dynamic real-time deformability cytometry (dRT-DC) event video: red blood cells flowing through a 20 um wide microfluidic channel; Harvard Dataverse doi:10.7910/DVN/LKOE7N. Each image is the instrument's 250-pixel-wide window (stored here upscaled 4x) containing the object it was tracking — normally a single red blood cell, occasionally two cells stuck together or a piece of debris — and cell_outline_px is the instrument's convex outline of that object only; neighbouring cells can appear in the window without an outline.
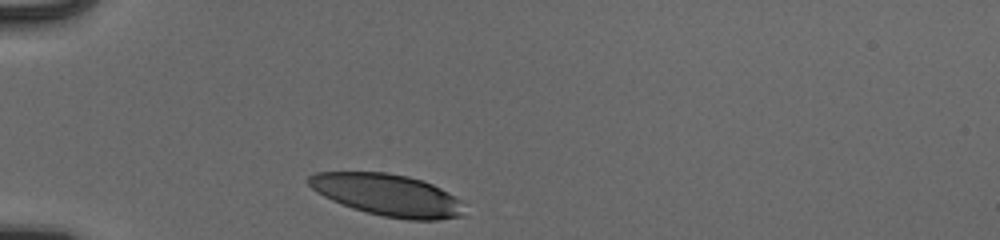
{"species": "human", "species_latin": "Homo sapiens", "temperature_condition": "cold", "stored_images_in_passage": 30, "camera_frame_rate_fps": 3000, "um_per_image_px": 0.085, "donor": {"sex": "male"}, "frame": {"image": 1, "passage_image": 1, "time_ms": 0.0, "image_size_px": [1000, 240], "cell_outline_px": [[464, 216], [436, 220], [408, 220], [384, 216], [352, 208], [332, 200], [316, 192], [308, 184], [308, 176], [316, 172], [384, 172], [408, 176], [432, 184], [440, 188], [460, 200]], "centroid_in_image_um": [32.92, 16.57], "position_along_channel_um": 52.1, "area_um2": 37.69}}
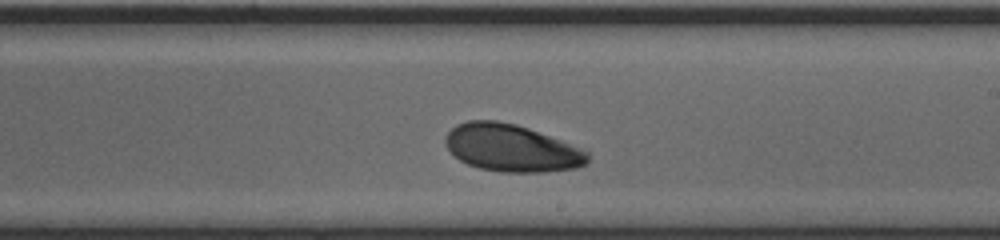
{"frame": {"image": 2, "passage_image": 18, "time_ms": 5.667, "image_size_px": [1000, 240], "cell_outline_px": [[588, 160], [584, 164], [576, 168], [544, 172], [500, 172], [480, 168], [468, 164], [460, 160], [444, 144], [444, 136], [456, 124], [468, 120], [496, 120], [516, 124], [528, 128], [560, 140], [588, 152]], "centroid_in_image_um": [43.43, 12.58], "position_along_channel_um": 245.6, "area_um2": 38.96}}
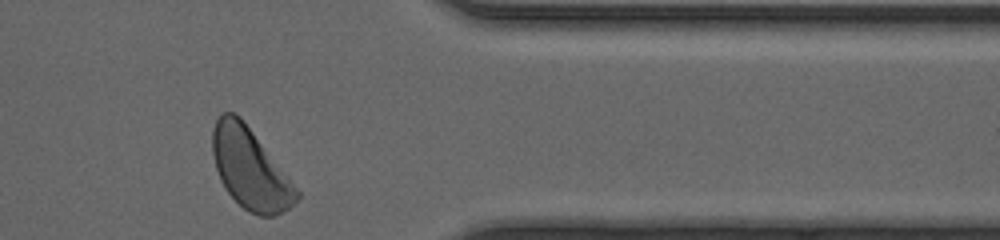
{"frame": {"image": 3, "passage_image": 30, "time_ms": 9.667, "image_size_px": [1000, 240], "cell_outline_px": [[300, 196], [288, 208], [272, 216], [260, 216], [248, 212], [228, 192], [220, 180], [216, 168], [212, 152], [212, 128], [220, 112], [232, 112], [240, 116], [288, 176], [300, 192]], "centroid_in_image_um": [21.23, 14.32], "position_along_channel_um": 390.2, "area_um2": 39.07}, "authors_computed_cell_mechanics": {"area_um2": 39.5063, "velocity_mm_per_s": 3.8615, "shape_relaxation_time_tau1_ms": 4.7825, "shape_relaxation_time_tau2_ms": null, "deformation_change_tau1": 0.185, "deformation_change_tau2": null}}